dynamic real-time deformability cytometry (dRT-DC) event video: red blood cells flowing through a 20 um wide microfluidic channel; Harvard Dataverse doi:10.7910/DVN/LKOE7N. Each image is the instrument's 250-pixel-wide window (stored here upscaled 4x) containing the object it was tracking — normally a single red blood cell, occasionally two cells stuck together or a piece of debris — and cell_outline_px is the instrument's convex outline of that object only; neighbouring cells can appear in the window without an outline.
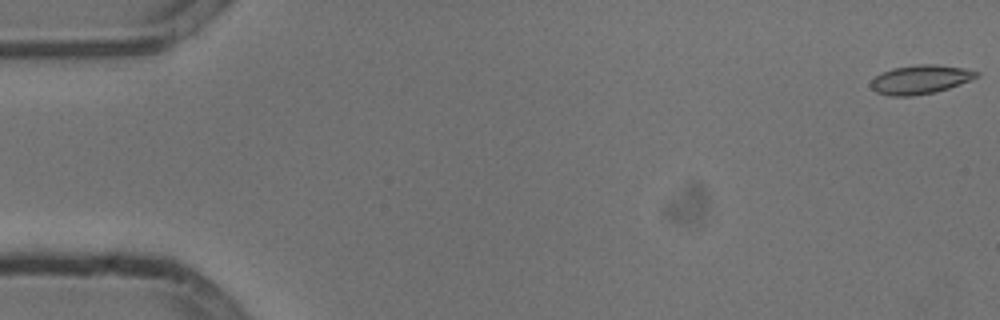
{"species": "common noctule bat (a hibernating species)", "species_latin": "Nyctalus noctula", "temperature_condition": "cold", "stored_images_in_passage": 54, "camera_frame_rate_fps": 3000, "um_per_image_px": 0.085, "animal": {"sex": "male", "body_mass_g": 13.3}, "frame": {"image": 1, "passage_image": 1, "time_ms": 0.0, "image_size_px": [1000, 320], "cell_outline_px": [[980, 76], [960, 84], [936, 92], [912, 96], [888, 96], [876, 92], [868, 84], [876, 76], [892, 68], [916, 64], [936, 64], [964, 68], [980, 72]], "centroid_in_image_um": [78.23, 6.76], "position_along_channel_um": 6.8, "area_um2": 17.92}}
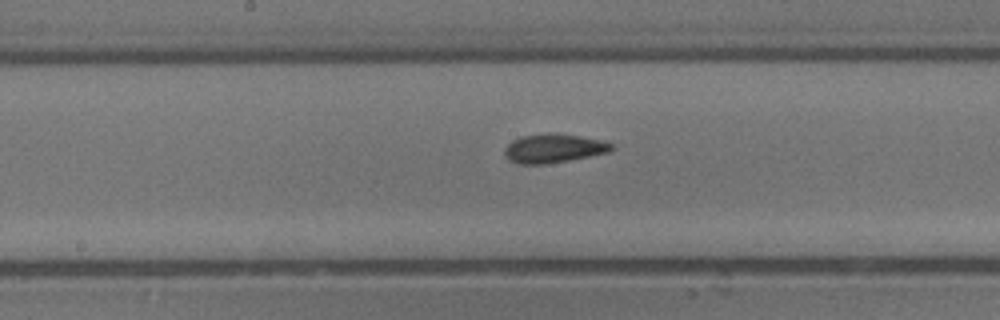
{"frame": {"image": 2, "passage_image": 28, "time_ms": 9.0, "image_size_px": [1000, 320], "cell_outline_px": [[616, 148], [608, 152], [568, 160], [544, 164], [520, 164], [508, 160], [504, 152], [504, 148], [512, 140], [520, 136], [580, 136], [600, 140], [612, 144]], "centroid_in_image_um": [47.03, 12.66], "position_along_channel_um": 201.2, "area_um2": 17.11}}
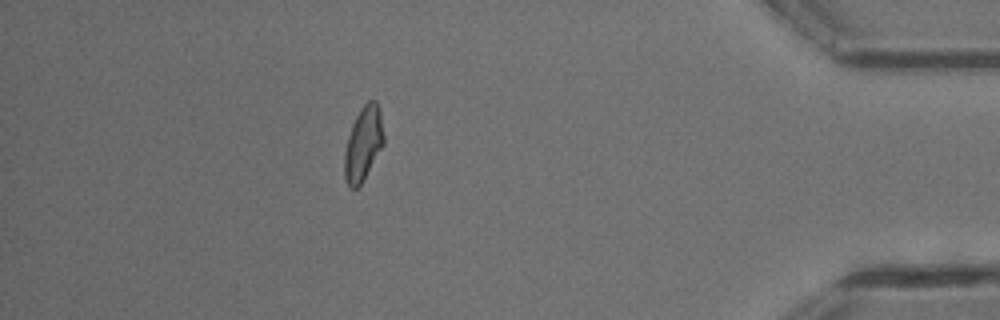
{"frame": {"image": 3, "passage_image": 48, "time_ms": 15.667, "image_size_px": [1000, 320], "cell_outline_px": [[384, 144], [360, 184], [356, 188], [352, 188], [348, 184], [344, 176], [344, 152], [348, 136], [352, 124], [360, 108], [368, 100], [376, 100], [380, 112], [384, 136]], "centroid_in_image_um": [30.87, 12.18], "position_along_channel_um": 404.3, "area_um2": 16.76}, "authors_computed_cell_mechanics": {"area_um2": 17.4845, "velocity_mm_per_s": 3.7997, "shape_relaxation_time_tau1_ms": 6.6198, "shape_relaxation_time_tau2_ms": 2.0148, "deformation_change_tau1": 0.1634, "deformation_change_tau2": 0.0813}}